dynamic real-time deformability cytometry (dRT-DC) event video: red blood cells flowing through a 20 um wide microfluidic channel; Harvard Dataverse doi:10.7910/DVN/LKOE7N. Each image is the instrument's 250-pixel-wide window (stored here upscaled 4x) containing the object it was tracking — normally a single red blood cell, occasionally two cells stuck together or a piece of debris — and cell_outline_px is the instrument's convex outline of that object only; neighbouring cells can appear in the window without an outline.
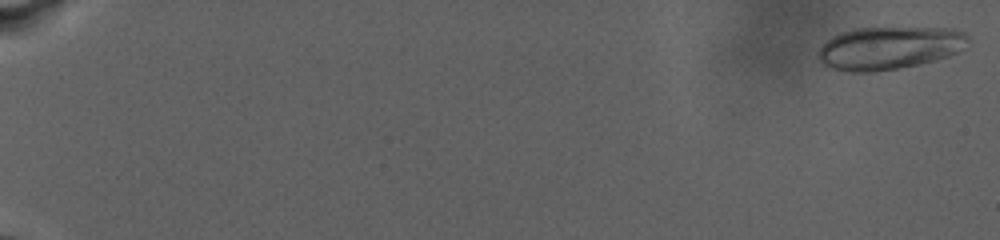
{"species": "human", "species_latin": "Homo sapiens", "temperature_condition": "warm", "stored_images_in_passage": 124, "camera_frame_rate_fps": 3000, "um_per_image_px": 0.085, "donor": {"sex": "male"}, "frame": {"image": 1, "passage_image": 3, "time_ms": 0.333, "image_size_px": [1000, 240], "cell_outline_px": [[968, 40], [956, 52], [948, 56], [916, 64], [896, 68], [872, 72], [852, 72], [832, 68], [824, 64], [816, 56], [816, 52], [832, 36], [840, 32], [852, 28], [952, 28], [964, 32], [968, 36]], "centroid_in_image_um": [75.52, 4.06], "position_along_channel_um": 9.5, "area_um2": 36.99}}
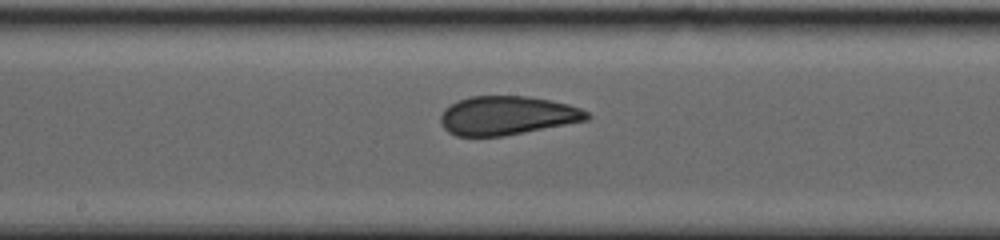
{"frame": {"image": 2, "passage_image": 83, "time_ms": 18.333, "image_size_px": [1000, 240], "cell_outline_px": [[592, 116], [588, 120], [504, 136], [456, 136], [448, 132], [444, 128], [440, 120], [440, 116], [444, 108], [468, 96], [528, 96], [568, 104], [580, 108], [588, 112]], "centroid_in_image_um": [43.1, 9.82], "position_along_channel_um": 205.1, "area_um2": 33.06}}
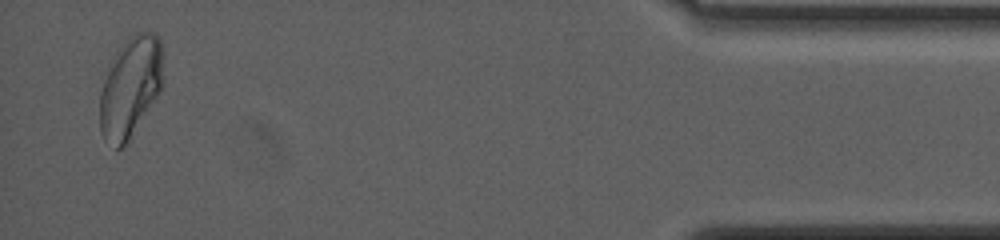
{"frame": {"image": 3, "passage_image": 123, "time_ms": 30.333, "image_size_px": [1000, 240], "cell_outline_px": [[164, 84], [160, 92], [128, 144], [120, 148], [116, 148], [104, 140], [100, 132], [100, 92], [112, 56], [128, 36], [136, 32], [152, 32], [160, 36], [164, 80]], "centroid_in_image_um": [11.1, 7.41], "position_along_channel_um": 424.1, "area_um2": 37.92}, "authors_computed_cell_mechanics": {"area_um2": 34.2754, "velocity_mm_per_s": 2.3409, "shape_relaxation_time_tau1_ms": null, "shape_relaxation_time_tau2_ms": 1.2075, "deformation_change_tau1": null, "deformation_change_tau2": 0.0542}}